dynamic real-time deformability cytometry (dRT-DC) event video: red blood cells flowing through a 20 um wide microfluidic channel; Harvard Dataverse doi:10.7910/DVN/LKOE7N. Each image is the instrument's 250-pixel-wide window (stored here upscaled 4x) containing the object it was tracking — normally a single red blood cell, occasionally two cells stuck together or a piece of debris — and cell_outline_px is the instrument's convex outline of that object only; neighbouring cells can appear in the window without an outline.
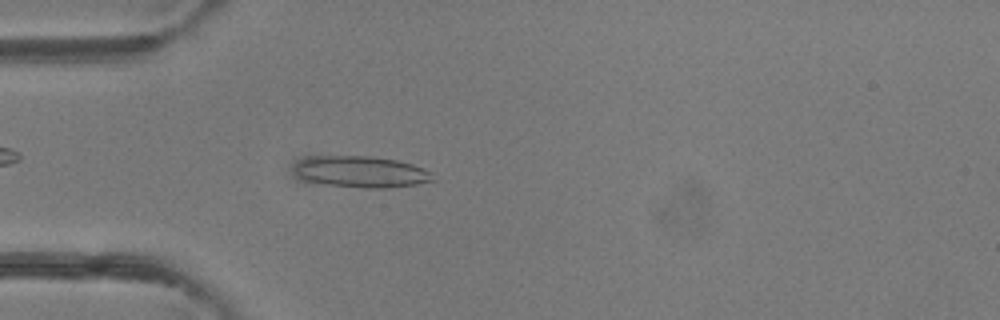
{"species": "common noctule bat (a hibernating species)", "species_latin": "Nyctalus noctula", "temperature_condition": "room temperature", "stored_images_in_passage": 18, "camera_frame_rate_fps": 3000, "um_per_image_px": 0.085, "animal": {"sex": "female"}, "frame": {"image": 1, "passage_image": 13, "time_ms": 4.0, "image_size_px": [1000, 320], "cell_outline_px": [[436, 180], [416, 184], [388, 188], [364, 188], [296, 180], [288, 176], [288, 168], [292, 160], [304, 156], [372, 156], [396, 160], [412, 164], [424, 168], [432, 172]], "centroid_in_image_um": [30.44, 14.59], "position_along_channel_um": 54.6, "area_um2": 26.7}}